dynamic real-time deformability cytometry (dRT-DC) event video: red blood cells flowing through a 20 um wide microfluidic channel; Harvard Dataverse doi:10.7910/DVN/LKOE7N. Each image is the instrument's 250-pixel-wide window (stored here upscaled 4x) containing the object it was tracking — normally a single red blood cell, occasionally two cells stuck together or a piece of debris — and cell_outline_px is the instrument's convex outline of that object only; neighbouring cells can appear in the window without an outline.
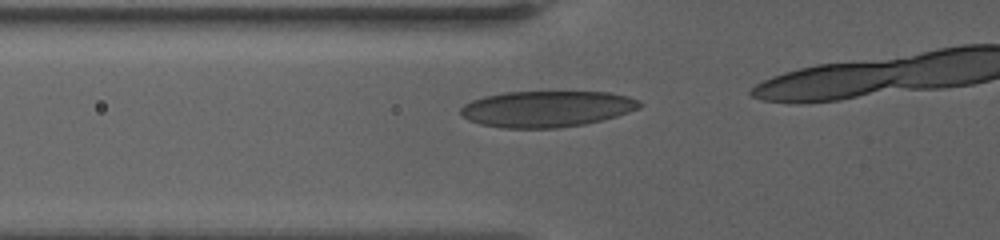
{"species": "human", "species_latin": "Homo sapiens", "temperature_condition": "warm", "stored_images_in_passage": 9, "camera_frame_rate_fps": 3000, "um_per_image_px": 0.085, "donor": {"sex": "female"}, "frame": {"image": 1, "passage_image": 4, "time_ms": 2.333, "image_size_px": [1000, 240], "cell_outline_px": [[644, 104], [640, 108], [616, 116], [584, 124], [556, 128], [500, 128], [480, 124], [468, 120], [460, 112], [460, 108], [464, 104], [472, 100], [484, 96], [504, 92], [612, 92], [628, 96], [640, 100]], "centroid_in_image_um": [46.48, 9.25], "position_along_channel_um": 79.3, "area_um2": 37.86}}
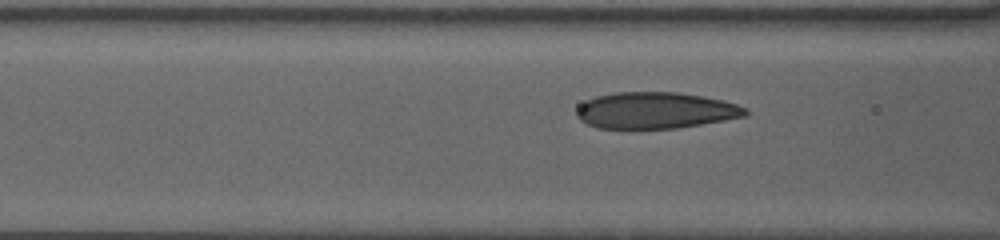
{"frame": {"image": 2, "passage_image": 6, "time_ms": 3.333, "image_size_px": [1000, 240], "cell_outline_px": [[748, 112], [744, 116], [724, 120], [676, 128], [596, 128], [580, 120], [576, 116], [576, 112], [580, 104], [596, 96], [616, 92], [676, 92], [700, 96], [720, 100], [736, 104], [744, 108]], "centroid_in_image_um": [55.66, 9.38], "position_along_channel_um": 110.9, "area_um2": 35.37}}